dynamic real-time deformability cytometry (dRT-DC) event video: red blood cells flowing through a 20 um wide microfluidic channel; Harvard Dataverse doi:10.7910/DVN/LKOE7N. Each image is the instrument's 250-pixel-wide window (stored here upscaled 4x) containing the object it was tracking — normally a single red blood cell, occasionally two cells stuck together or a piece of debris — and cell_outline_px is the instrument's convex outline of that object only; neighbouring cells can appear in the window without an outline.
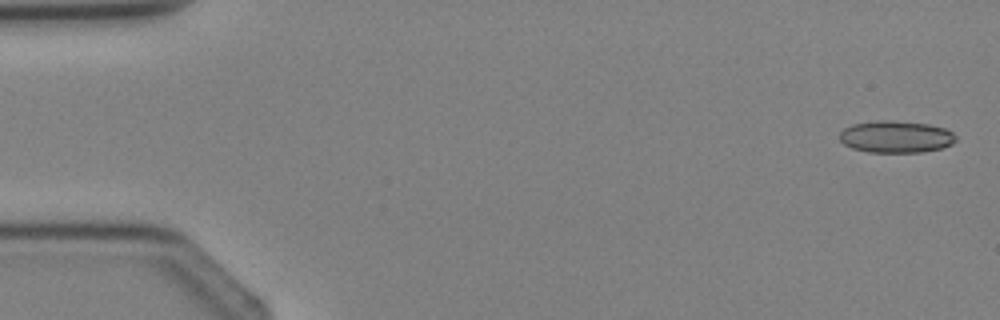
{"species": "Egyptian fruit bat (a non-hibernating species)", "species_latin": "Rousettus aegyptiacus", "temperature_condition": "cold", "stored_images_in_passage": 4, "camera_frame_rate_fps": 3000, "um_per_image_px": 0.085, "animal": {"sex": "female"}, "frame": {"image": 1, "passage_image": 1, "time_ms": 0.0, "image_size_px": [1000, 320], "cell_outline_px": [[956, 140], [952, 144], [940, 148], [920, 152], [868, 152], [852, 148], [844, 144], [840, 140], [840, 132], [844, 128], [852, 124], [876, 120], [892, 120], [928, 124], [944, 128], [952, 132], [956, 136]], "centroid_in_image_um": [76.13, 11.62], "position_along_channel_um": 8.9, "area_um2": 21.68}}
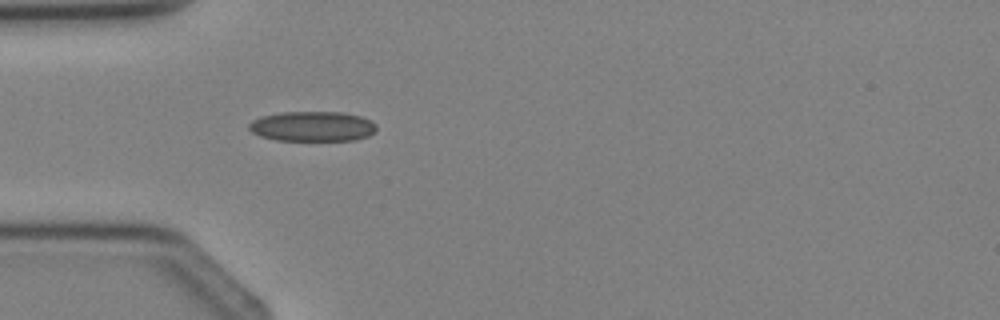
{"frame": {"image": 2, "passage_image": 4, "time_ms": 3.333, "image_size_px": [1000, 320], "cell_outline_px": [[376, 128], [368, 136], [352, 140], [276, 140], [260, 136], [252, 132], [248, 128], [248, 124], [252, 120], [260, 116], [280, 112], [344, 112], [360, 116], [376, 124]], "centroid_in_image_um": [26.51, 10.73], "position_along_channel_um": 58.5, "area_um2": 22.25}}